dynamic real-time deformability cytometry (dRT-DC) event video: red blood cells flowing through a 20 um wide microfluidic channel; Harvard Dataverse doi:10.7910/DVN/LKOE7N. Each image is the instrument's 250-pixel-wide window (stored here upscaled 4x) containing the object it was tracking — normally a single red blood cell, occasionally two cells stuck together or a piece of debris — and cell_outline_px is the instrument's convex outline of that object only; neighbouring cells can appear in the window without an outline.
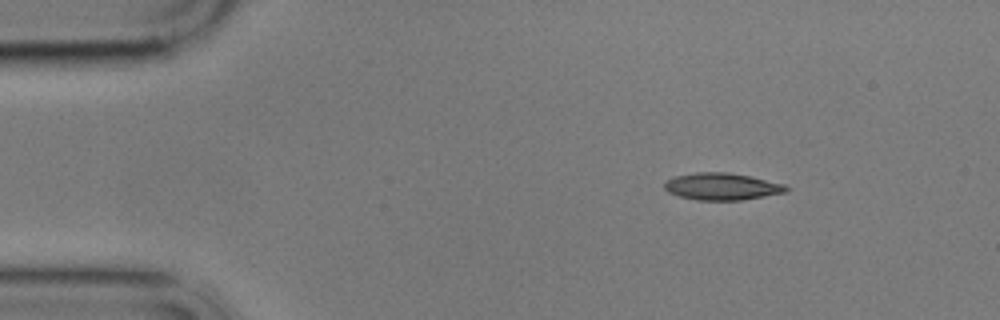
{"species": "common noctule bat (a hibernating species)", "species_latin": "Nyctalus noctula", "temperature_condition": "cold", "stored_images_in_passage": 4, "camera_frame_rate_fps": 3000, "um_per_image_px": 0.085, "animal": {"sex": "male", "body_mass_g": 17.9}, "frame": {"image": 1, "passage_image": 1, "time_ms": 0.0, "image_size_px": [1000, 320], "cell_outline_px": [[792, 188], [788, 192], [740, 200], [696, 200], [680, 196], [668, 192], [664, 188], [664, 180], [676, 176], [696, 172], [728, 172], [748, 176], [784, 184]], "centroid_in_image_um": [61.36, 15.85], "position_along_channel_um": 23.6, "area_um2": 19.19}}
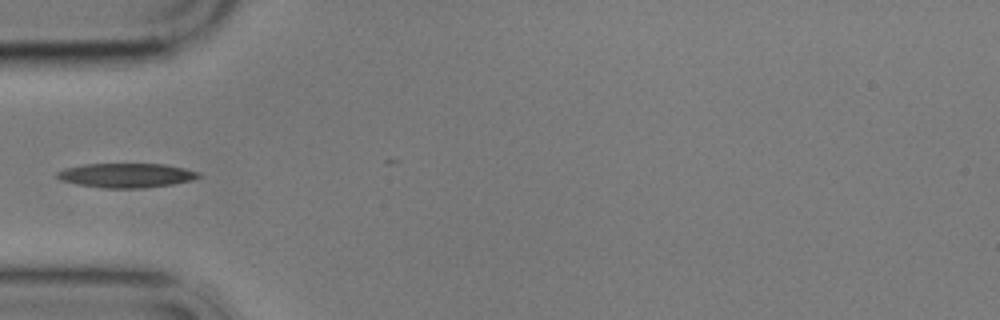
{"frame": {"image": 2, "passage_image": 4, "time_ms": 3.333, "image_size_px": [1000, 320], "cell_outline_px": [[200, 176], [192, 180], [172, 184], [144, 188], [100, 188], [76, 184], [60, 180], [56, 176], [56, 172], [64, 168], [84, 164], [164, 164], [184, 168], [200, 172]], "centroid_in_image_um": [10.7, 14.91], "position_along_channel_um": 74.3, "area_um2": 20.17}}